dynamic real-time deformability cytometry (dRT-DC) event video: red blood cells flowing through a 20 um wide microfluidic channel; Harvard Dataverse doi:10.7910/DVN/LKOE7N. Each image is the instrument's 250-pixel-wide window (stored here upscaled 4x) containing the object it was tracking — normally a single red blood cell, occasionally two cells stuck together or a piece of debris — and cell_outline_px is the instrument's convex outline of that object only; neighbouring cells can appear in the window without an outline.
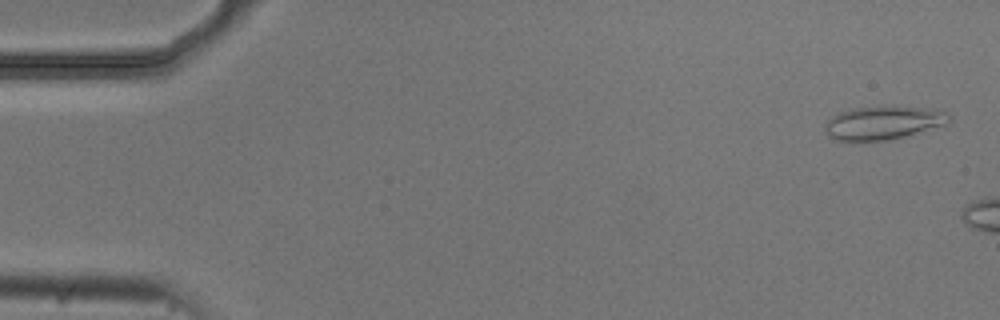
{"species": "common noctule bat (a hibernating species)", "species_latin": "Nyctalus noctula", "temperature_condition": "cold", "stored_images_in_passage": 7, "camera_frame_rate_fps": 3000, "um_per_image_px": 0.085, "animal": {"sex": "male", "body_mass_g": 20.5, "forearm_length_mm": 52.5}, "frame": {"image": 1, "passage_image": 2, "time_ms": 0.333, "image_size_px": [1000, 320], "cell_outline_px": [[952, 120], [948, 124], [904, 136], [888, 140], [840, 140], [828, 136], [824, 128], [824, 124], [832, 116], [840, 112], [856, 108], [892, 104], [924, 108], [948, 112], [952, 116]], "centroid_in_image_um": [75.13, 10.4], "position_along_channel_um": 9.9, "area_um2": 24.45}}